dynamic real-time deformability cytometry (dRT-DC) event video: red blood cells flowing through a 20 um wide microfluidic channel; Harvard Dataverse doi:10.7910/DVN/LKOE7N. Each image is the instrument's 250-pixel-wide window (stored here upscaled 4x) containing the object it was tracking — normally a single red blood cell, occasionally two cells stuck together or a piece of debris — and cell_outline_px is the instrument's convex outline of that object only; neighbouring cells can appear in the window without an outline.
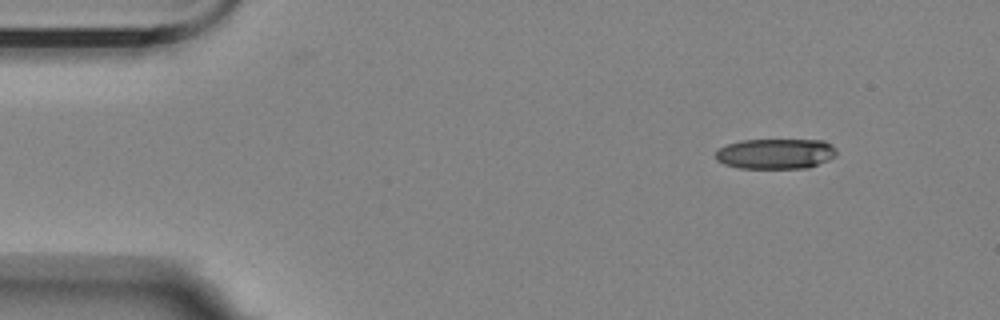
{"species": "Egyptian fruit bat (a non-hibernating species)", "species_latin": "Rousettus aegyptiacus", "temperature_condition": "room temperature", "stored_images_in_passage": 4, "camera_frame_rate_fps": 3000, "um_per_image_px": 0.085, "animal": {"sex": "female"}, "frame": {"image": 1, "passage_image": 1, "time_ms": 0.0, "image_size_px": [1000, 320], "cell_outline_px": [[836, 156], [828, 160], [808, 168], [740, 168], [724, 164], [716, 160], [712, 156], [720, 148], [728, 144], [740, 140], [824, 140], [832, 144], [836, 148]], "centroid_in_image_um": [65.92, 13.07], "position_along_channel_um": 19.1, "area_um2": 21.56}}
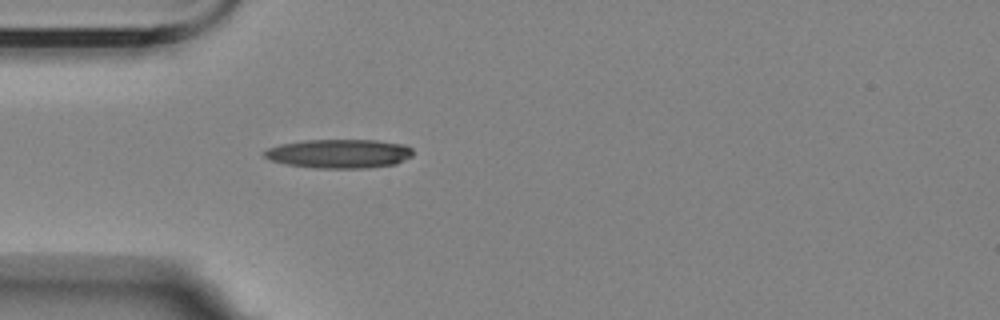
{"frame": {"image": 2, "passage_image": 4, "time_ms": 3.333, "image_size_px": [1000, 320], "cell_outline_px": [[412, 156], [396, 164], [364, 168], [316, 168], [288, 164], [272, 160], [264, 156], [264, 152], [268, 148], [280, 144], [304, 140], [376, 140], [404, 144], [412, 148]], "centroid_in_image_um": [28.86, 13.05], "position_along_channel_um": 56.1, "area_um2": 24.97}}